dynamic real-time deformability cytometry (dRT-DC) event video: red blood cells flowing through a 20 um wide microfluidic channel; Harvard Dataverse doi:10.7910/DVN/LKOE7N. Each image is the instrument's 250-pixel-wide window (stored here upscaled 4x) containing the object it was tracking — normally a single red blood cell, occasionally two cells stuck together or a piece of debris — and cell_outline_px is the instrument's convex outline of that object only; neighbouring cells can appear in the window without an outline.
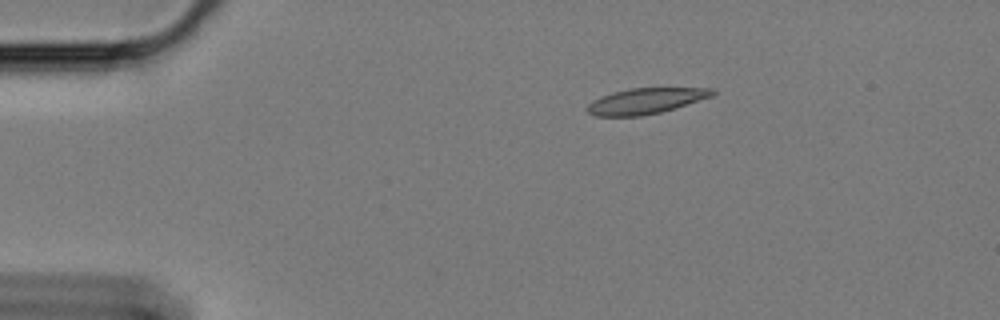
{"species": "Egyptian fruit bat (a non-hibernating species)", "species_latin": "Rousettus aegyptiacus", "temperature_condition": "cold", "stored_images_in_passage": 9, "camera_frame_rate_fps": 3000, "um_per_image_px": 0.085, "animal": {"sex": "female"}, "frame": {"image": 1, "passage_image": 1, "time_ms": 0.0, "image_size_px": [1000, 320], "cell_outline_px": [[716, 92], [712, 96], [660, 112], [640, 116], [596, 116], [588, 112], [584, 108], [592, 100], [600, 96], [612, 92], [628, 88], [716, 88]], "centroid_in_image_um": [54.83, 8.57], "position_along_channel_um": 30.2, "area_um2": 18.73}}